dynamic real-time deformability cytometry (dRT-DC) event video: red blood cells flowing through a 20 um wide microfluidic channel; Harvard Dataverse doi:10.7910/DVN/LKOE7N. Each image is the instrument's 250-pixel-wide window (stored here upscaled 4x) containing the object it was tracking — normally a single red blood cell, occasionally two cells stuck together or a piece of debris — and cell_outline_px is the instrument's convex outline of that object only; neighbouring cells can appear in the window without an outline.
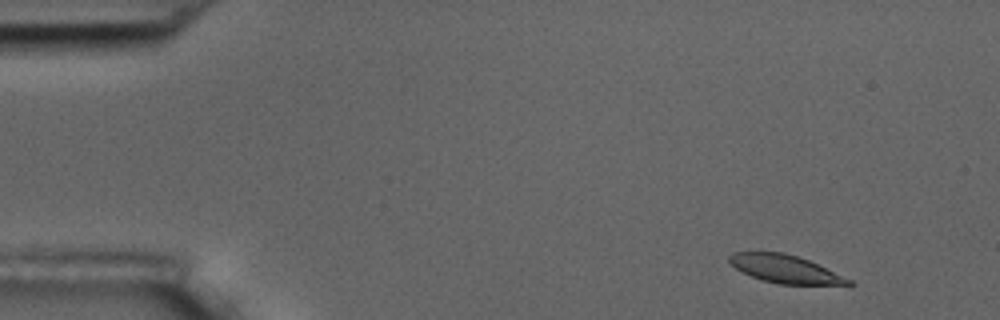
{"species": "common noctule bat (a hibernating species)", "species_latin": "Nyctalus noctula", "temperature_condition": "room temperature", "stored_images_in_passage": 6, "camera_frame_rate_fps": 3000, "um_per_image_px": 0.085, "animal": {"sex": "male", "body_mass_g": 17.5, "forearm_length_mm": 52.3}, "frame": {"image": 1, "passage_image": 1, "time_ms": 0.0, "image_size_px": [1000, 320], "cell_outline_px": [[856, 284], [852, 288], [780, 284], [764, 280], [752, 276], [736, 268], [728, 260], [728, 256], [732, 252], [784, 252], [808, 260], [852, 280]], "centroid_in_image_um": [66.92, 22.93], "position_along_channel_um": 18.1, "area_um2": 20.06}}
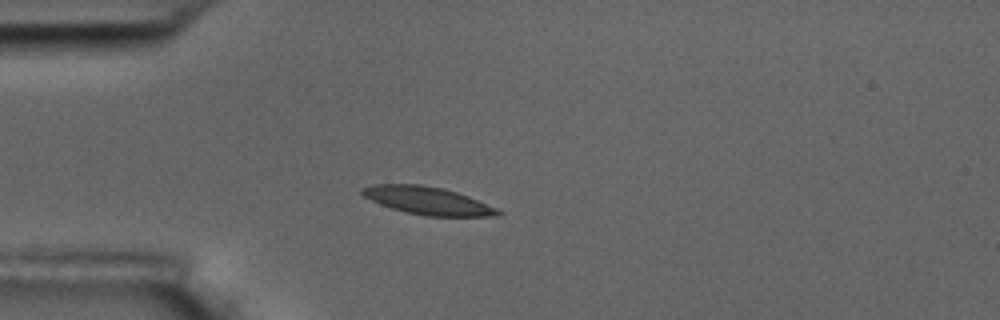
{"frame": {"image": 2, "passage_image": 4, "time_ms": 3.333, "image_size_px": [1000, 320], "cell_outline_px": [[504, 212], [500, 216], [424, 216], [404, 212], [380, 204], [364, 196], [360, 192], [360, 188], [372, 184], [420, 184], [444, 188], [468, 196], [496, 208]], "centroid_in_image_um": [36.34, 17.05], "position_along_channel_um": 48.7, "area_um2": 22.02}}